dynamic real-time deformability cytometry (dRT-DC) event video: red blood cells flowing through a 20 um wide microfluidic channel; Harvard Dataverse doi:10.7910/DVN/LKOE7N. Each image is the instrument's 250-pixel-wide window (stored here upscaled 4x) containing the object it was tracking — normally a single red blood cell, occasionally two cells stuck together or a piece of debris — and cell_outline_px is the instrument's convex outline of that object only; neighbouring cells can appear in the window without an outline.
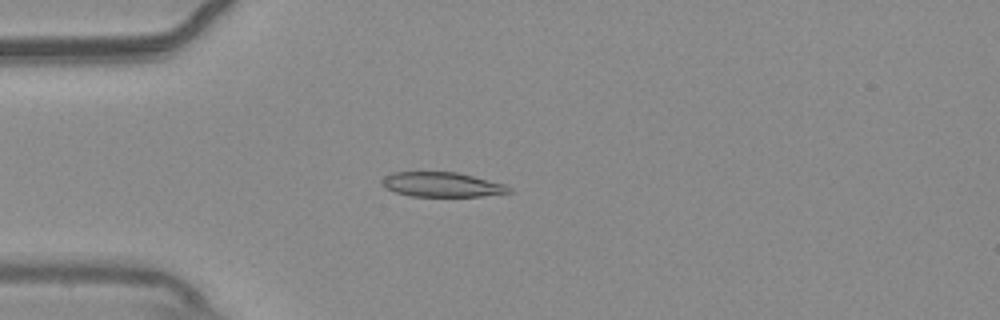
{"species": "common noctule bat (a hibernating species)", "species_latin": "Nyctalus noctula", "temperature_condition": "warm", "stored_images_in_passage": 55, "camera_frame_rate_fps": 3000, "um_per_image_px": 0.085, "animal": {"sex": "male", "body_mass_g": 20.4}, "frame": {"image": 1, "passage_image": 15, "time_ms": 4.667, "image_size_px": [1000, 320], "cell_outline_px": [[512, 192], [480, 196], [412, 196], [396, 192], [384, 188], [380, 184], [380, 180], [384, 176], [392, 172], [456, 172], [504, 184], [512, 188]], "centroid_in_image_um": [37.5, 15.68], "position_along_channel_um": 47.5, "area_um2": 18.21}}
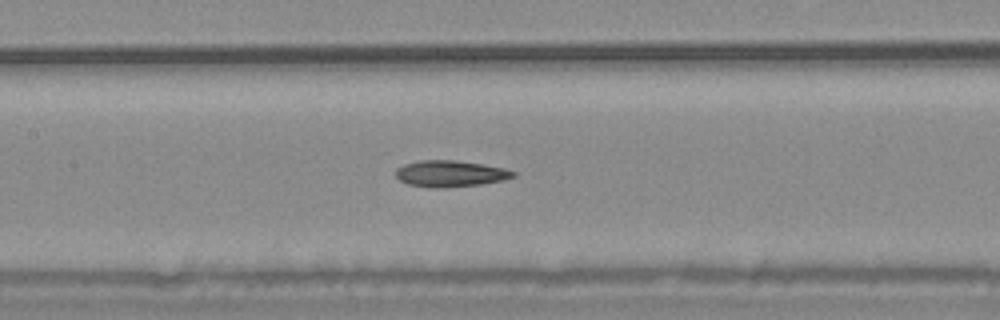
{"frame": {"image": 2, "passage_image": 26, "time_ms": 8.333, "image_size_px": [1000, 320], "cell_outline_px": [[516, 176], [504, 180], [480, 184], [444, 188], [436, 188], [408, 184], [400, 180], [396, 176], [396, 168], [404, 164], [420, 160], [456, 160], [484, 164], [504, 168], [516, 172]], "centroid_in_image_um": [38.29, 14.75], "position_along_channel_um": 169.1, "area_um2": 18.09}}
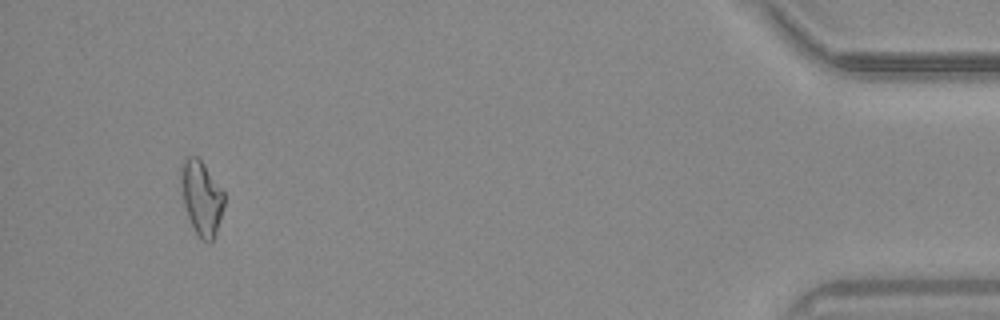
{"frame": {"image": 3, "passage_image": 52, "time_ms": 17.0, "image_size_px": [1000, 320], "cell_outline_px": [[224, 204], [216, 232], [212, 240], [208, 244], [200, 240], [188, 216], [184, 204], [180, 180], [180, 168], [184, 156], [196, 156], [204, 164], [224, 192]], "centroid_in_image_um": [17.11, 16.79], "position_along_channel_um": 418.1, "area_um2": 18.61}, "authors_computed_cell_mechanics": {"area_um2": 18.3226, "velocity_mm_per_s": 3.7074, "shape_relaxation_time_tau1_ms": null, "shape_relaxation_time_tau2_ms": 6.2137, "deformation_change_tau1": null, "deformation_change_tau2": 0.1273}}